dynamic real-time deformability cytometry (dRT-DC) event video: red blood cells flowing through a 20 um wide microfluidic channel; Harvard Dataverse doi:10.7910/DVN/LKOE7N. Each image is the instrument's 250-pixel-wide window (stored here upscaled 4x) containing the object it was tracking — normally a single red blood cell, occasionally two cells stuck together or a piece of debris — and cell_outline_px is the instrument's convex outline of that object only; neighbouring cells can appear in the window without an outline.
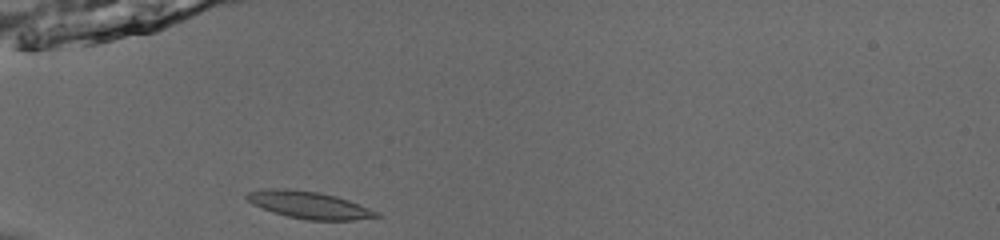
{"species": "common noctule bat (a hibernating species)", "species_latin": "Nyctalus noctula", "temperature_condition": "room temperature", "stored_images_in_passage": 35, "camera_frame_rate_fps": 3000, "um_per_image_px": 0.085, "animal": {"sex": "male", "body_mass_g": 13.0, "forearm_length_mm": 53.1}, "frame": {"image": 1, "passage_image": 1, "time_ms": 0.0, "image_size_px": [1000, 240], "cell_outline_px": [[384, 216], [352, 220], [308, 220], [288, 216], [272, 212], [252, 204], [244, 196], [248, 192], [260, 188], [288, 188], [320, 192], [336, 196], [348, 200], [380, 212]], "centroid_in_image_um": [26.26, 17.41], "position_along_channel_um": 58.7, "area_um2": 20.75}}
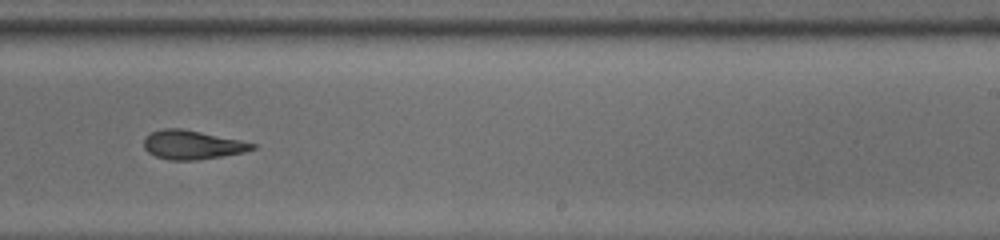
{"frame": {"image": 2, "passage_image": 18, "time_ms": 5.667, "image_size_px": [1000, 240], "cell_outline_px": [[256, 148], [244, 152], [196, 160], [172, 160], [156, 156], [148, 152], [144, 148], [144, 140], [152, 132], [164, 128], [184, 128], [240, 140], [256, 144]], "centroid_in_image_um": [16.35, 12.3], "position_along_channel_um": 272.7, "area_um2": 18.09}}
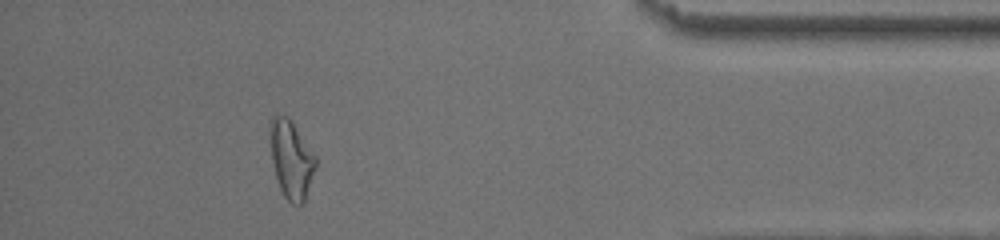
{"frame": {"image": 3, "passage_image": 31, "time_ms": 10.0, "image_size_px": [1000, 240], "cell_outline_px": [[316, 168], [304, 204], [292, 204], [284, 196], [280, 188], [276, 176], [272, 160], [268, 132], [268, 120], [276, 112], [288, 116], [316, 156]], "centroid_in_image_um": [24.73, 13.49], "position_along_channel_um": 410.5, "area_um2": 21.15}, "authors_computed_cell_mechanics": {"area_um2": 18.9584, "velocity_mm_per_s": 3.946, "shape_relaxation_time_tau1_ms": 9.7915, "shape_relaxation_time_tau2_ms": 3.6844, "deformation_change_tau1": 0.2207, "deformation_change_tau2": 0.1134}}